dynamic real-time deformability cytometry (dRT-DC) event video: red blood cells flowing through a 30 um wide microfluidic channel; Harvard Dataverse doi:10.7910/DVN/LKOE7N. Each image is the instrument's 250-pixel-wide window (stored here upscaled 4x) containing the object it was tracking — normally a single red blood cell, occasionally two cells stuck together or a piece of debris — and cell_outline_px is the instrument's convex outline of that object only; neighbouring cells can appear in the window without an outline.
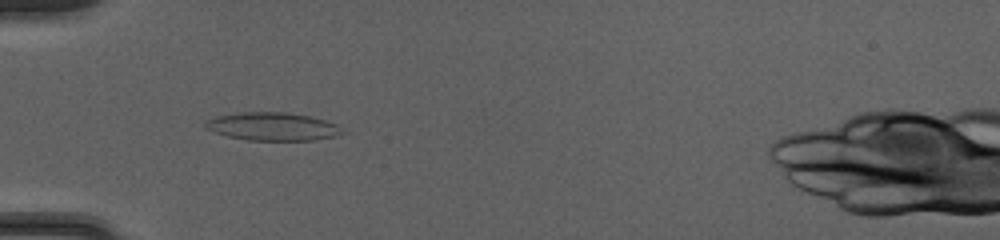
{"species": "common noctule bat (a hibernating species)", "species_latin": "Nyctalus noctula", "temperature_condition": "cold", "stored_images_in_passage": 51, "camera_frame_rate_fps": 3000, "um_per_image_px": 0.085, "animal": {"sex": "female", "body_mass_g": 20.0, "forearm_length_mm": 54.0}, "frame": {"image": 1, "passage_image": 18, "time_ms": 5.667, "image_size_px": [1000, 240], "cell_outline_px": [[344, 132], [332, 136], [312, 140], [248, 140], [228, 136], [204, 128], [204, 120], [216, 116], [244, 112], [288, 112], [308, 116], [324, 120], [336, 124]], "centroid_in_image_um": [23.1, 10.74], "position_along_channel_um": 61.9, "area_um2": 22.14}}
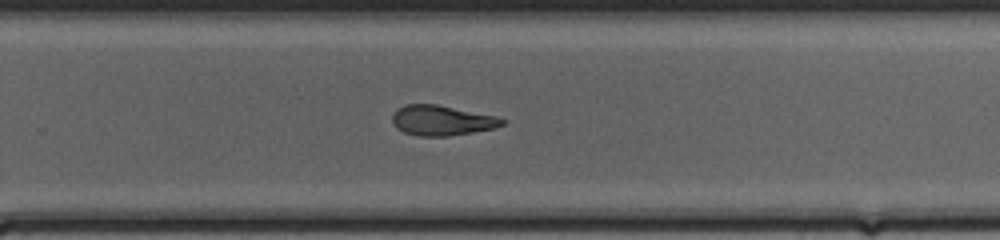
{"frame": {"image": 2, "passage_image": 35, "time_ms": 11.333, "image_size_px": [1000, 240], "cell_outline_px": [[508, 120], [504, 124], [496, 128], [448, 136], [416, 136], [404, 132], [396, 128], [392, 120], [392, 112], [396, 108], [404, 104], [436, 104], [496, 116]], "centroid_in_image_um": [37.53, 10.23], "position_along_channel_um": 292.3, "area_um2": 19.48}}
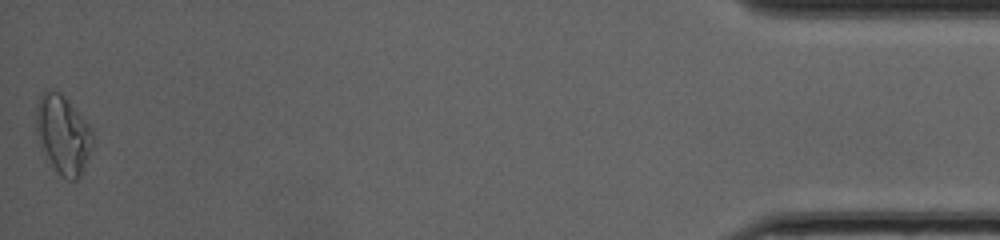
{"frame": {"image": 3, "passage_image": 51, "time_ms": 16.667, "image_size_px": [1000, 240], "cell_outline_px": [[92, 148], [80, 176], [76, 180], [68, 180], [60, 176], [52, 164], [44, 148], [36, 128], [36, 108], [40, 92], [52, 88], [60, 92], [92, 128]], "centroid_in_image_um": [5.37, 11.39], "position_along_channel_um": 429.8, "area_um2": 25.37}, "authors_computed_cell_mechanics": {"area_um2": 21.0392, "velocity_mm_per_s": 4.1719, "shape_relaxation_time_tau1_ms": null, "shape_relaxation_time_tau2_ms": 4.4737, "deformation_change_tau1": null, "deformation_change_tau2": 0.1343}}